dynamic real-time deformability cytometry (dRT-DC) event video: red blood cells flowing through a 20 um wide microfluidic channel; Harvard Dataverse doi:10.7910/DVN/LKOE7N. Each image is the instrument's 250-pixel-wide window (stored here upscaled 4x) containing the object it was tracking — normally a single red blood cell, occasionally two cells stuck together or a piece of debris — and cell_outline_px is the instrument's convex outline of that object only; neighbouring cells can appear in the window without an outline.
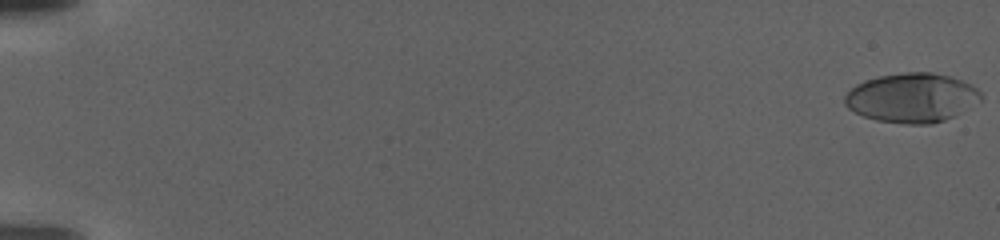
{"species": "human", "species_latin": "Homo sapiens", "temperature_condition": "warm", "stored_images_in_passage": 111, "camera_frame_rate_fps": 3000, "um_per_image_px": 0.085, "donor": {"sex": "female"}, "frame": {"image": 1, "passage_image": 1, "time_ms": 0.0, "image_size_px": [1000, 240], "cell_outline_px": [[984, 96], [980, 100], [952, 116], [944, 120], [932, 124], [908, 124], [876, 120], [864, 116], [848, 108], [844, 104], [844, 96], [856, 84], [864, 80], [880, 76], [904, 72], [932, 72], [948, 76], [960, 80], [976, 88]], "centroid_in_image_um": [77.47, 8.3], "position_along_channel_um": 7.5, "area_um2": 38.73}}
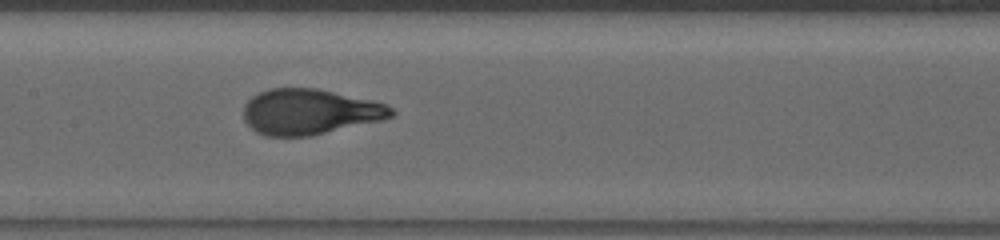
{"frame": {"image": 2, "passage_image": 59, "time_ms": 19.333, "image_size_px": [1000, 240], "cell_outline_px": [[396, 112], [392, 116], [380, 120], [312, 136], [268, 136], [256, 132], [244, 120], [244, 104], [252, 96], [268, 88], [316, 88], [372, 100], [388, 104]], "centroid_in_image_um": [26.32, 9.5], "position_along_channel_um": 181.1, "area_um2": 39.19}}
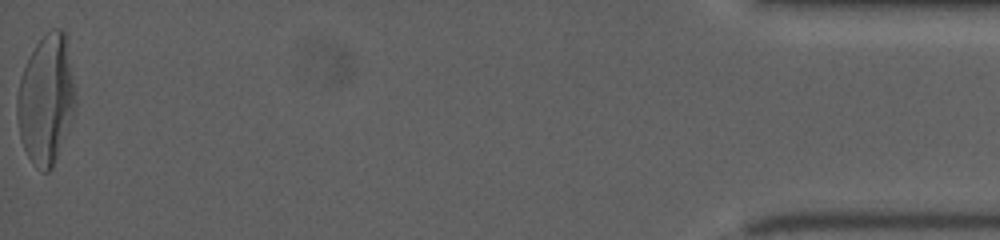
{"frame": {"image": 3, "passage_image": 111, "time_ms": 36.667, "image_size_px": [1000, 240], "cell_outline_px": [[76, 112], [52, 168], [48, 172], [44, 172], [36, 168], [32, 164], [24, 148], [20, 136], [16, 116], [16, 100], [20, 76], [36, 44], [52, 28], [60, 28], [68, 36], [76, 92]], "centroid_in_image_um": [3.95, 8.45], "position_along_channel_um": 431.2, "area_um2": 44.74}}